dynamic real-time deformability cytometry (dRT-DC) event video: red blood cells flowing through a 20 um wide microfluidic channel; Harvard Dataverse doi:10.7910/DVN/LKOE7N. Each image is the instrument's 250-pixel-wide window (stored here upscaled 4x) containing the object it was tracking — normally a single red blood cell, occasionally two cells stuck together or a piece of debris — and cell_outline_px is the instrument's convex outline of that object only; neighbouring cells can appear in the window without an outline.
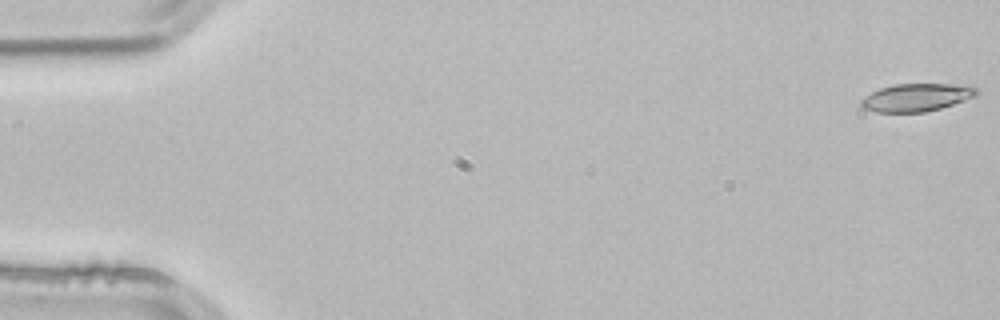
{"species": "common noctule bat (a hibernating species)", "species_latin": "Nyctalus noctula", "temperature_condition": "room temperature", "stored_images_in_passage": 3, "camera_frame_rate_fps": 3000, "um_per_image_px": 0.085, "animal": {"sex": "male", "body_mass_g": 21.5, "forearm_length_mm": 52.0}, "frame": {"image": 1, "passage_image": 1, "time_ms": 0.0, "image_size_px": [1000, 320], "cell_outline_px": [[980, 92], [976, 96], [940, 108], [924, 112], [876, 112], [864, 108], [860, 104], [860, 100], [864, 96], [880, 88], [896, 84], [948, 84], [976, 88]], "centroid_in_image_um": [77.86, 8.29], "position_along_channel_um": 7.1, "area_um2": 18.44}}